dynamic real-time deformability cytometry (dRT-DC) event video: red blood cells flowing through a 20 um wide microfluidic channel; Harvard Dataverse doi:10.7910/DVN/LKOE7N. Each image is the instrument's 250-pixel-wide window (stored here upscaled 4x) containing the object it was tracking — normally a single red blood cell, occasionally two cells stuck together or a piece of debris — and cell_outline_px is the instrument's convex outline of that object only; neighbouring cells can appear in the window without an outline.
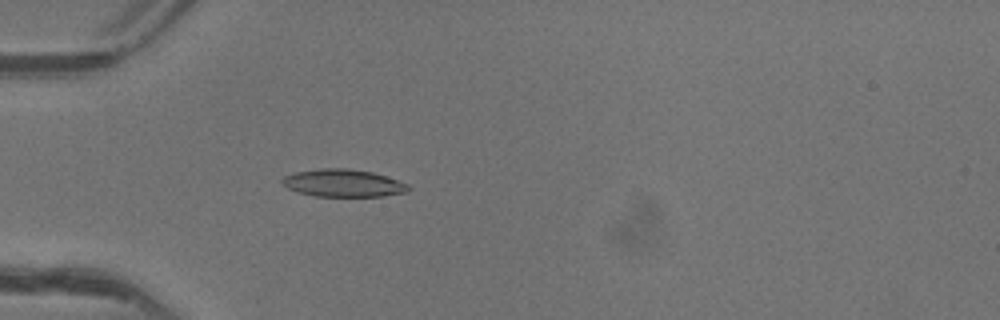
{"species": "common noctule bat (a hibernating species)", "species_latin": "Nyctalus noctula", "temperature_condition": "warm", "stored_images_in_passage": 36, "camera_frame_rate_fps": 3000, "um_per_image_px": 0.085, "animal": {"sex": "female"}, "frame": {"image": 1, "passage_image": 2, "time_ms": 0.333, "image_size_px": [1000, 320], "cell_outline_px": [[412, 188], [408, 192], [380, 196], [316, 196], [296, 192], [288, 188], [280, 180], [284, 176], [292, 172], [320, 168], [348, 168], [372, 172], [408, 184]], "centroid_in_image_um": [29.14, 15.56], "position_along_channel_um": 55.9, "area_um2": 20.29}}
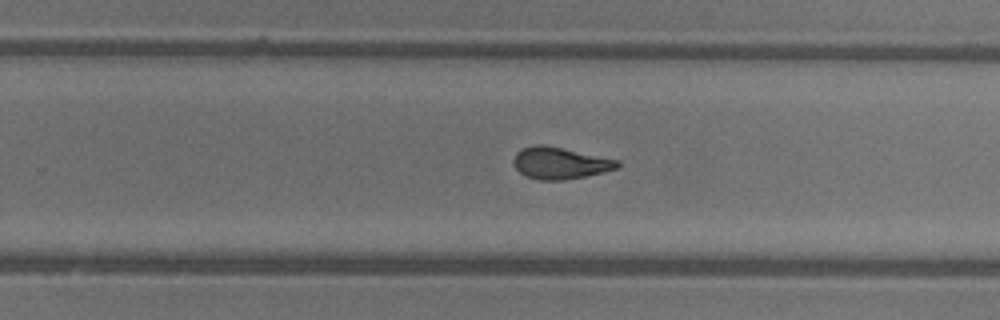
{"frame": {"image": 2, "passage_image": 19, "time_ms": 6.0, "image_size_px": [1000, 320], "cell_outline_px": [[620, 164], [616, 168], [604, 172], [564, 180], [540, 180], [528, 176], [520, 172], [512, 164], [512, 160], [516, 152], [520, 148], [536, 144], [544, 144], [620, 160]], "centroid_in_image_um": [47.57, 13.84], "position_along_channel_um": 282.2, "area_um2": 19.31}}
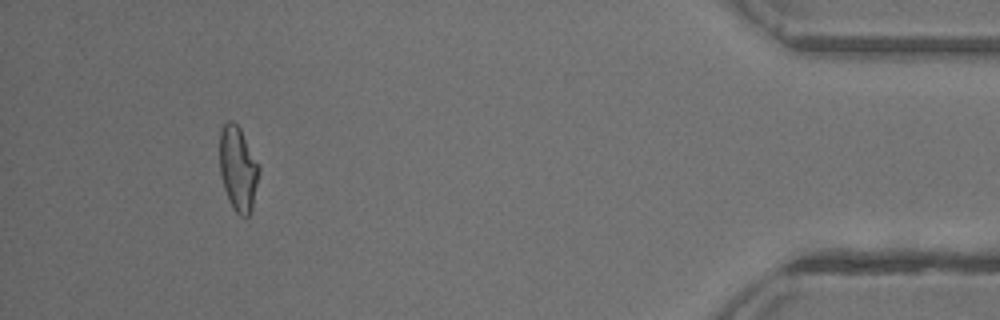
{"frame": {"image": 3, "passage_image": 33, "time_ms": 10.667, "image_size_px": [1000, 320], "cell_outline_px": [[260, 168], [252, 208], [248, 216], [240, 216], [232, 208], [228, 200], [220, 176], [220, 128], [228, 120], [232, 120], [240, 128], [260, 164]], "centroid_in_image_um": [20.23, 14.32], "position_along_channel_um": 415.0, "area_um2": 19.59}, "authors_computed_cell_mechanics": {"area_um2": 19.4208, "velocity_mm_per_s": 4.166, "shape_relaxation_time_tau1_ms": 7.3493, "shape_relaxation_time_tau2_ms": 1.6738, "deformation_change_tau1": 0.2401, "deformation_change_tau2": 0.091}}